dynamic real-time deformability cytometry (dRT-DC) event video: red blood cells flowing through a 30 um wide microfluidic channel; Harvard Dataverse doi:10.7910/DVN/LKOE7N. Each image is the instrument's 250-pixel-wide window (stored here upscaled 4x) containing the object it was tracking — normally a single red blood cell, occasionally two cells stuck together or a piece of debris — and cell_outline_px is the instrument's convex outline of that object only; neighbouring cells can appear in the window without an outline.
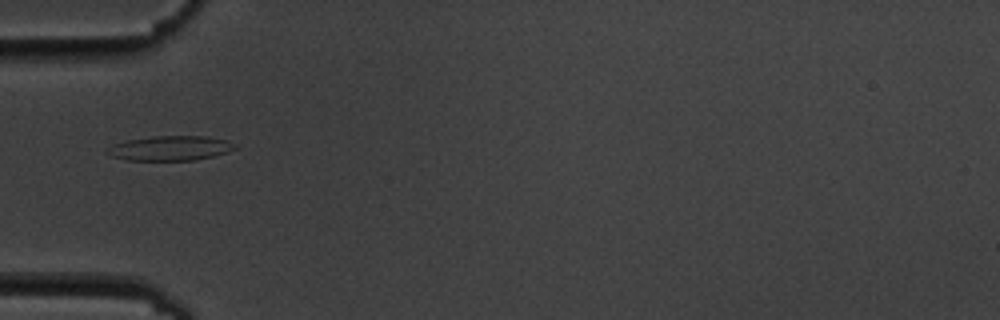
{"species": "common noctule bat (a hibernating species)", "species_latin": "Nyctalus noctula", "temperature_condition": "cold", "stored_images_in_passage": 9, "camera_frame_rate_fps": 3000, "um_per_image_px": 0.085, "animal": {"sex": "male", "body_mass_g": 19.5, "forearm_length_mm": 54.6}, "frame": {"image": 1, "passage_image": 3, "time_ms": 2.333, "image_size_px": [1000, 320], "cell_outline_px": [[240, 148], [228, 152], [196, 160], [128, 160], [112, 156], [104, 152], [104, 148], [112, 144], [128, 140], [152, 136], [208, 136], [228, 140], [236, 144]], "centroid_in_image_um": [14.49, 12.59], "position_along_channel_um": 70.5, "area_um2": 18.67}}
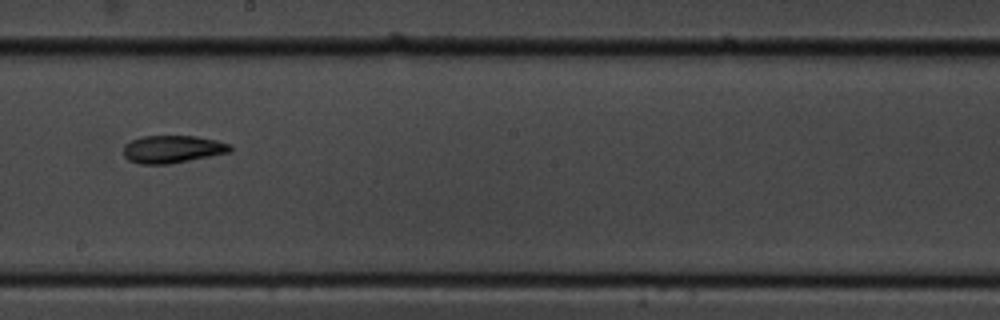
{"frame": {"image": 2, "passage_image": 7, "time_ms": 7.0, "image_size_px": [1000, 320], "cell_outline_px": [[232, 152], [168, 164], [140, 164], [128, 160], [124, 156], [124, 144], [140, 136], [196, 136], [216, 140], [232, 144]], "centroid_in_image_um": [14.67, 12.67], "position_along_channel_um": 233.5, "area_um2": 17.28}}
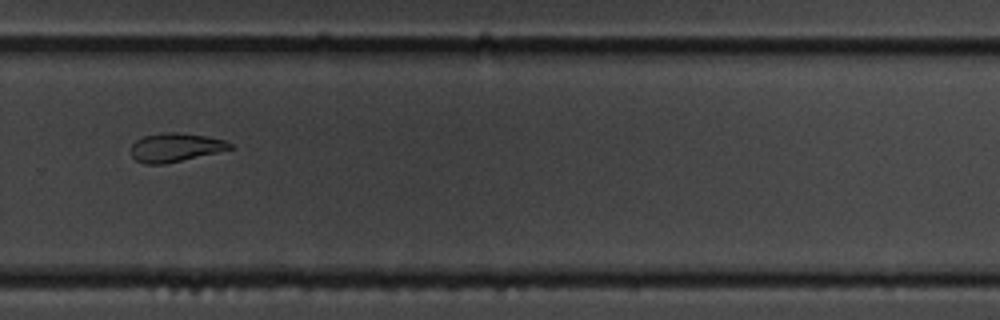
{"frame": {"image": 3, "passage_image": 9, "time_ms": 9.333, "image_size_px": [1000, 320], "cell_outline_px": [[236, 148], [164, 164], [144, 164], [136, 160], [132, 156], [132, 144], [136, 140], [144, 136], [164, 132], [176, 132], [208, 136], [224, 140], [232, 144]], "centroid_in_image_um": [14.93, 12.52], "position_along_channel_um": 314.9, "area_um2": 16.53}}